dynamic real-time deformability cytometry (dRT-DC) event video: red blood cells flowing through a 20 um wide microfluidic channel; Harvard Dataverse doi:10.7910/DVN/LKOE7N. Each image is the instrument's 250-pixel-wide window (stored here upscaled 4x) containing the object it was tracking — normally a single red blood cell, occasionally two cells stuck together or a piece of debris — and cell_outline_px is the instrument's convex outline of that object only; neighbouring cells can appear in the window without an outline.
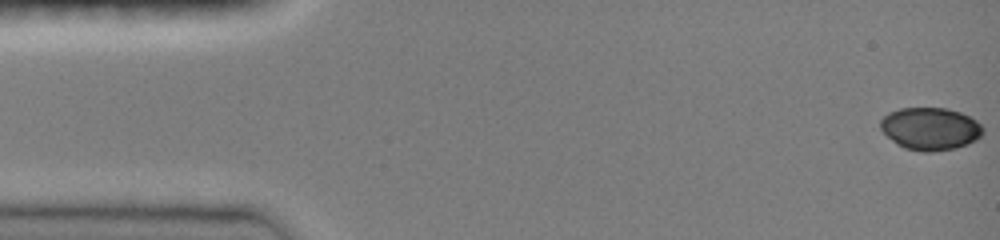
{"species": "common noctule bat (a hibernating species)", "species_latin": "Nyctalus noctula", "temperature_condition": "room temperature", "stored_images_in_passage": 33, "camera_frame_rate_fps": 3000, "um_per_image_px": 0.085, "animal": {"sex": "female", "body_mass_g": 19.0, "forearm_length_mm": 51.5}, "frame": {"image": 1, "passage_image": 1, "time_ms": 0.0, "image_size_px": [1000, 240], "cell_outline_px": [[984, 132], [976, 140], [968, 144], [956, 148], [932, 152], [920, 152], [904, 148], [896, 144], [880, 128], [880, 120], [888, 112], [900, 108], [948, 108], [960, 112], [976, 120], [984, 128]], "centroid_in_image_um": [79.08, 10.95], "position_along_channel_um": 5.9, "area_um2": 25.61}}
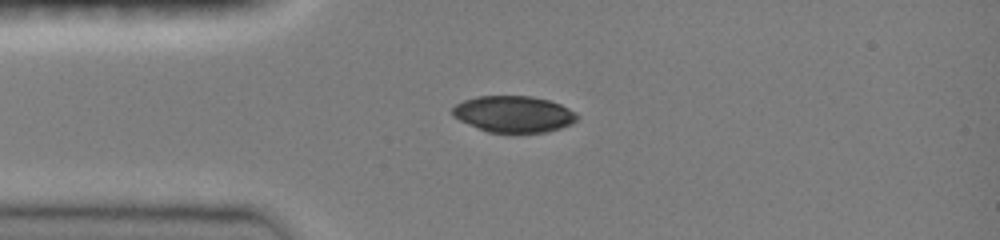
{"frame": {"image": 2, "passage_image": 23, "time_ms": 3.667, "image_size_px": [1000, 240], "cell_outline_px": [[580, 120], [572, 124], [560, 128], [544, 132], [488, 132], [460, 120], [452, 116], [452, 108], [456, 104], [464, 100], [476, 96], [532, 96], [548, 100], [560, 104], [576, 112], [580, 116]], "centroid_in_image_um": [43.7, 9.69], "position_along_channel_um": 41.3, "area_um2": 26.47}}
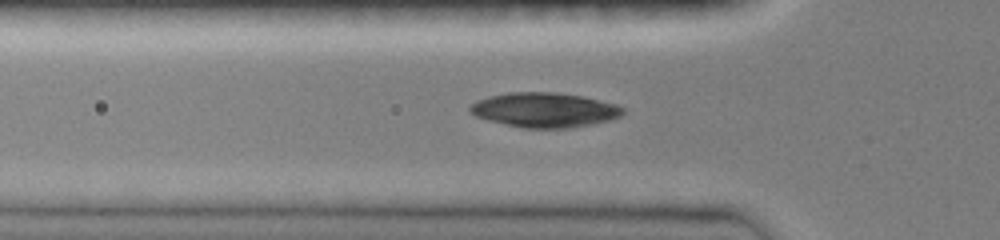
{"frame": {"image": 3, "passage_image": 29, "time_ms": 5.0, "image_size_px": [1000, 240], "cell_outline_px": [[624, 112], [620, 116], [612, 120], [592, 124], [568, 128], [520, 128], [488, 120], [476, 116], [468, 108], [476, 100], [488, 96], [508, 92], [556, 92], [584, 96], [616, 104], [624, 108]], "centroid_in_image_um": [46.29, 9.34], "position_along_channel_um": 79.5, "area_um2": 31.1}}